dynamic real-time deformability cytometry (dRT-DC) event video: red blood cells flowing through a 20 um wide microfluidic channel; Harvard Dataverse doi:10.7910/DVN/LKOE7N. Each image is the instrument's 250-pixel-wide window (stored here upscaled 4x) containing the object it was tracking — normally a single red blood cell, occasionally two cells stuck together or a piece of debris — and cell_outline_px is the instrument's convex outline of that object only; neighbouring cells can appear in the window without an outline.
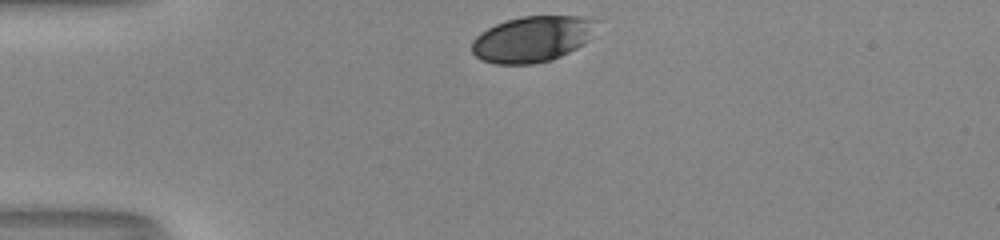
{"species": "human", "species_latin": "Homo sapiens", "temperature_condition": "room temperature", "stored_images_in_passage": 31, "camera_frame_rate_fps": 3000, "um_per_image_px": 0.085, "donor": {"sex": "male"}, "frame": {"image": 1, "passage_image": 1, "time_ms": 0.0, "image_size_px": [1000, 240], "cell_outline_px": [[596, 20], [588, 40], [584, 44], [552, 60], [532, 64], [496, 64], [480, 60], [472, 52], [472, 40], [480, 32], [496, 24], [520, 16], [580, 16]], "centroid_in_image_um": [45.19, 3.33], "position_along_channel_um": 39.8, "area_um2": 33.18}}
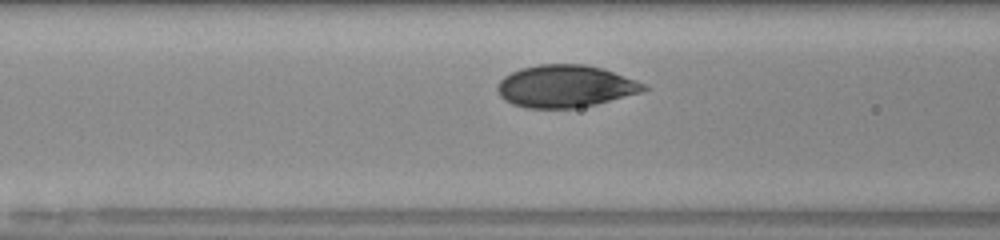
{"frame": {"image": 2, "passage_image": 10, "time_ms": 3.0, "image_size_px": [1000, 240], "cell_outline_px": [[648, 88], [640, 92], [596, 104], [576, 108], [524, 108], [512, 104], [504, 100], [500, 96], [496, 88], [496, 84], [504, 76], [520, 68], [540, 64], [584, 64], [604, 68], [636, 80], [644, 84]], "centroid_in_image_um": [48.01, 7.33], "position_along_channel_um": 118.6, "area_um2": 36.13}}
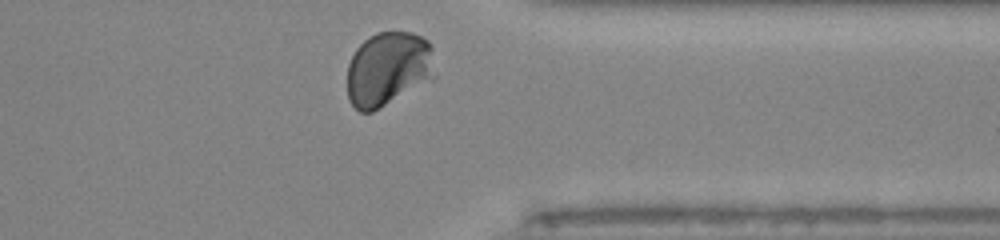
{"frame": {"image": 3, "passage_image": 30, "time_ms": 9.667, "image_size_px": [1000, 240], "cell_outline_px": [[436, 76], [432, 80], [372, 112], [360, 112], [348, 100], [348, 64], [356, 48], [368, 36], [376, 32], [412, 32], [428, 40], [432, 48]], "centroid_in_image_um": [33.01, 5.85], "position_along_channel_um": 378.4, "area_um2": 38.38}, "authors_computed_cell_mechanics": {"area_um2": 36.3562, "velocity_mm_per_s": 3.9674, "shape_relaxation_time_tau1_ms": 2.8238, "shape_relaxation_time_tau2_ms": null, "deformation_change_tau1": 0.1093, "deformation_change_tau2": null}}